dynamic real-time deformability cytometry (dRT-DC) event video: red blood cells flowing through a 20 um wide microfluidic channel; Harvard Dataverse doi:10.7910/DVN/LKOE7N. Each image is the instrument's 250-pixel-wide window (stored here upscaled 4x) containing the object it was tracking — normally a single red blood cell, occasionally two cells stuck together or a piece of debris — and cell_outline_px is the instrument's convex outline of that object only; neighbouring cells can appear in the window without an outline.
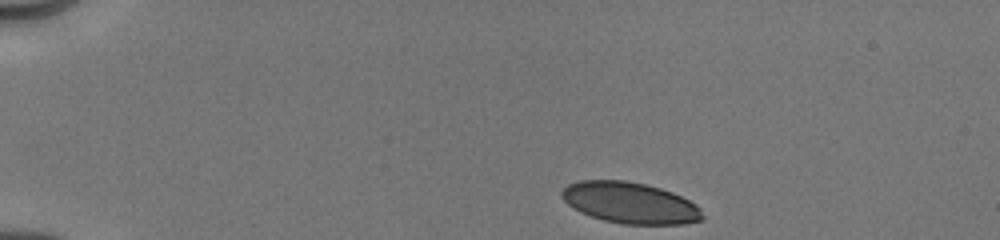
{"species": "human", "species_latin": "Homo sapiens", "temperature_condition": "cold", "stored_images_in_passage": 50, "camera_frame_rate_fps": 3000, "um_per_image_px": 0.085, "donor": {"sex": "male"}, "frame": {"image": 1, "passage_image": 1, "time_ms": 0.0, "image_size_px": [1000, 240], "cell_outline_px": [[704, 220], [684, 224], [624, 224], [604, 220], [580, 212], [568, 204], [560, 196], [560, 192], [568, 184], [580, 180], [624, 180], [648, 184], [672, 192], [696, 204], [700, 208], [704, 216]], "centroid_in_image_um": [53.56, 17.23], "position_along_channel_um": 31.4, "area_um2": 33.87}}
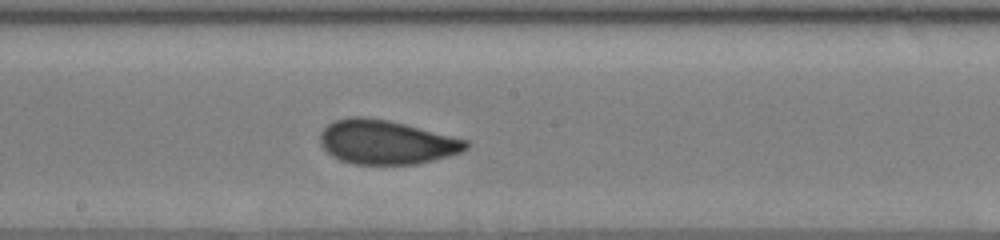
{"frame": {"image": 2, "passage_image": 36, "time_ms": 6.667, "image_size_px": [1000, 240], "cell_outline_px": [[468, 148], [460, 152], [448, 156], [416, 164], [352, 164], [340, 160], [332, 156], [320, 144], [320, 132], [328, 124], [336, 120], [352, 116], [364, 116], [388, 120], [468, 140]], "centroid_in_image_um": [32.8, 12.08], "position_along_channel_um": 215.4, "area_um2": 37.28}}
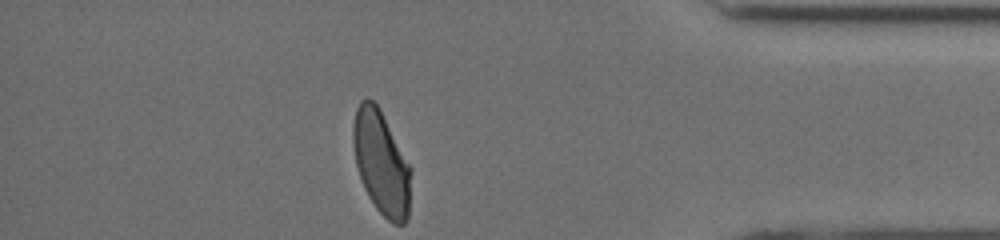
{"frame": {"image": 3, "passage_image": 50, "time_ms": 12.0, "image_size_px": [1000, 240], "cell_outline_px": [[412, 172], [408, 216], [404, 224], [392, 224], [376, 208], [368, 196], [364, 188], [356, 164], [352, 144], [352, 128], [356, 108], [360, 100], [364, 96], [368, 96], [376, 104], [412, 168]], "centroid_in_image_um": [32.4, 13.84], "position_along_channel_um": 402.8, "area_um2": 35.03}, "authors_computed_cell_mechanics": {"area_um2": 36.7608, "velocity_mm_per_s": 4.0115, "shape_relaxation_time_tau1_ms": 5.9233, "shape_relaxation_time_tau2_ms": 0.7398, "deformation_change_tau1": 0.161, "deformation_change_tau2": 0.0624}}